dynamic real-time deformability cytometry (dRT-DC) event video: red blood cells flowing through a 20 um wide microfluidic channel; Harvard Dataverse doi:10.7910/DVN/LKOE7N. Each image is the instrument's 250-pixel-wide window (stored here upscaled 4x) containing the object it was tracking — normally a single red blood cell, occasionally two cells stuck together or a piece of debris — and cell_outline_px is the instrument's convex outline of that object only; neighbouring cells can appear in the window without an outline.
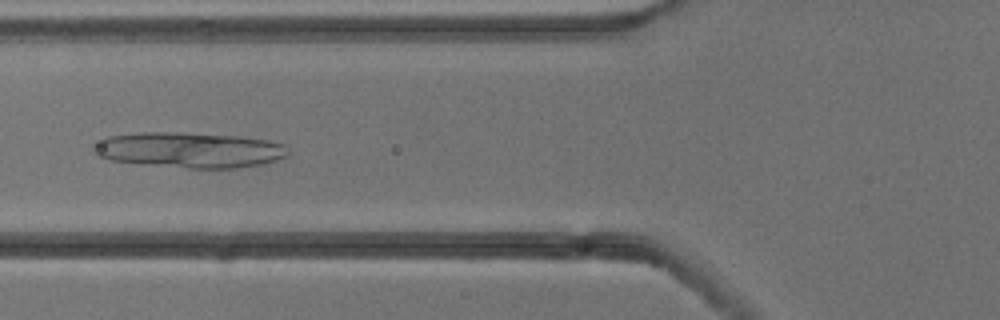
{"species": "common noctule bat (a hibernating species)", "species_latin": "Nyctalus noctula", "temperature_condition": "cold", "stored_images_in_passage": 53, "camera_frame_rate_fps": 3000, "um_per_image_px": 0.085, "animal": {"sex": "male", "body_mass_g": 13.3}, "frame": {"image": 1, "passage_image": 20, "time_ms": 6.333, "image_size_px": [1000, 320], "cell_outline_px": [[288, 156], [276, 160], [260, 164], [236, 168], [188, 168], [112, 160], [96, 156], [92, 152], [92, 144], [104, 136], [140, 132], [180, 132], [240, 136], [268, 140], [284, 144], [288, 152]], "centroid_in_image_um": [16.05, 12.73], "position_along_channel_um": 109.8, "area_um2": 40.4}}
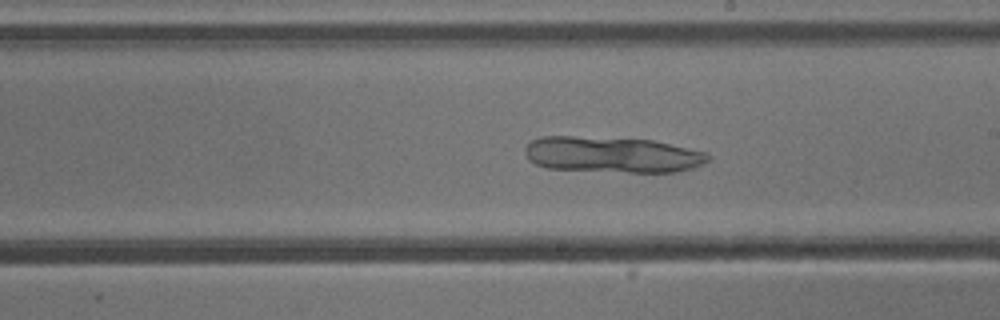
{"frame": {"image": 2, "passage_image": 30, "time_ms": 9.667, "image_size_px": [1000, 320], "cell_outline_px": [[712, 156], [708, 160], [692, 168], [676, 172], [628, 172], [548, 168], [536, 164], [528, 160], [524, 152], [524, 148], [532, 140], [540, 136], [572, 136], [652, 140], [708, 152]], "centroid_in_image_um": [52.03, 13.14], "position_along_channel_um": 237.0, "area_um2": 38.32}}
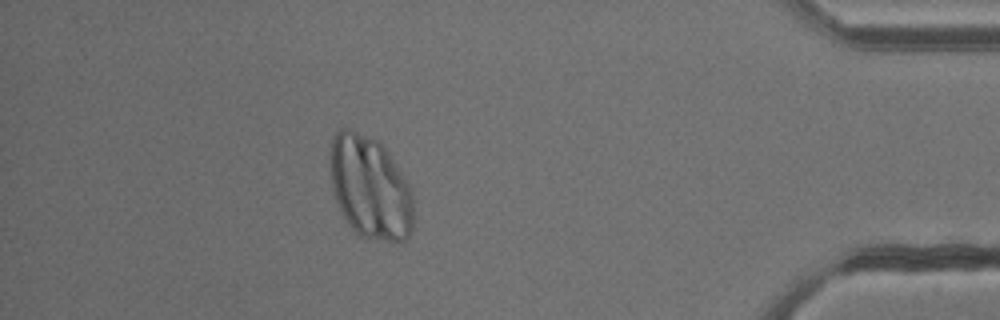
{"frame": {"image": 3, "passage_image": 47, "time_ms": 15.333, "image_size_px": [1000, 320], "cell_outline_px": [[412, 232], [400, 244], [396, 244], [360, 236], [352, 228], [344, 216], [336, 200], [332, 184], [332, 136], [340, 128], [344, 128], [380, 140], [412, 188]], "centroid_in_image_um": [31.51, 15.97], "position_along_channel_um": 403.7, "area_um2": 49.82}}